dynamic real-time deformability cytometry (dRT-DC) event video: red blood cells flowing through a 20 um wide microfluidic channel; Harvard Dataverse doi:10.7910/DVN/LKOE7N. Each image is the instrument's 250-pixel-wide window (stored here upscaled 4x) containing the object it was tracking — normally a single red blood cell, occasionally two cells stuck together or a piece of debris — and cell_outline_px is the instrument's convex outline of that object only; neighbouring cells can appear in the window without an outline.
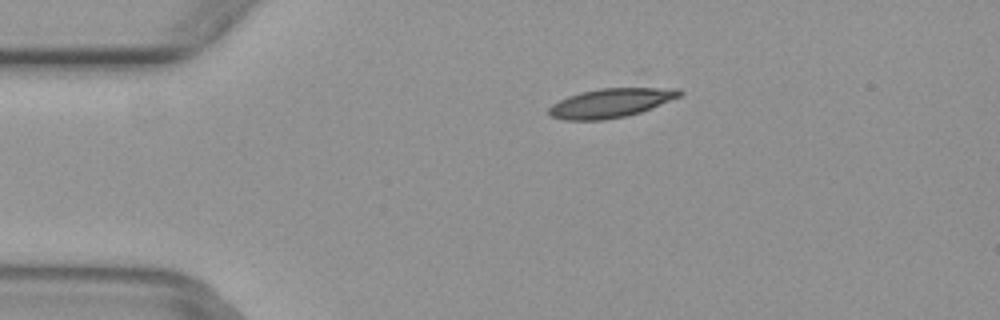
{"species": "common noctule bat (a hibernating species)", "species_latin": "Nyctalus noctula", "temperature_condition": "warm", "stored_images_in_passage": 6, "camera_frame_rate_fps": 3000, "um_per_image_px": 0.085, "animal": {"sex": "female", "body_mass_g": 29.2, "forearm_length_mm": 56.3}, "frame": {"image": 1, "passage_image": 6, "time_ms": 1.667, "image_size_px": [1000, 320], "cell_outline_px": [[684, 92], [680, 96], [640, 112], [624, 116], [604, 120], [564, 120], [552, 116], [548, 112], [548, 108], [552, 104], [568, 96], [580, 92], [600, 88], [640, 84], [644, 84], [680, 88]], "centroid_in_image_um": [52.03, 8.67], "position_along_channel_um": 33.0, "area_um2": 23.18}}